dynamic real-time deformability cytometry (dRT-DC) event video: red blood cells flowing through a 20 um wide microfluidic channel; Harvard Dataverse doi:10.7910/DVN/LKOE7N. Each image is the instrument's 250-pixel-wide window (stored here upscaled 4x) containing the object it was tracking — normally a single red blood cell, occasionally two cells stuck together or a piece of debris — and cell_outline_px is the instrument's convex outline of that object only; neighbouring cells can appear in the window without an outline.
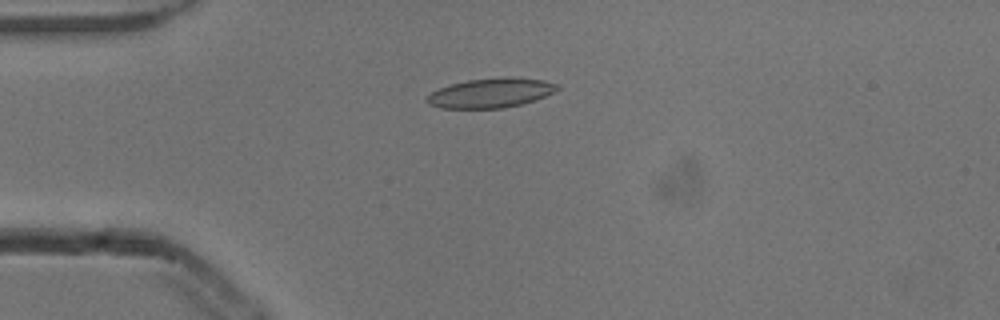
{"species": "common noctule bat (a hibernating species)", "species_latin": "Nyctalus noctula", "temperature_condition": "cold", "stored_images_in_passage": 16, "camera_frame_rate_fps": 3000, "um_per_image_px": 0.085, "animal": {"sex": "male", "body_mass_g": 13.3}, "frame": {"image": 1, "passage_image": 13, "time_ms": 4.0, "image_size_px": [1000, 320], "cell_outline_px": [[560, 88], [544, 96], [520, 104], [504, 108], [440, 108], [428, 104], [424, 100], [432, 92], [440, 88], [452, 84], [468, 80], [504, 76], [508, 76], [544, 80], [560, 84]], "centroid_in_image_um": [41.71, 7.89], "position_along_channel_um": 43.3, "area_um2": 22.37}}